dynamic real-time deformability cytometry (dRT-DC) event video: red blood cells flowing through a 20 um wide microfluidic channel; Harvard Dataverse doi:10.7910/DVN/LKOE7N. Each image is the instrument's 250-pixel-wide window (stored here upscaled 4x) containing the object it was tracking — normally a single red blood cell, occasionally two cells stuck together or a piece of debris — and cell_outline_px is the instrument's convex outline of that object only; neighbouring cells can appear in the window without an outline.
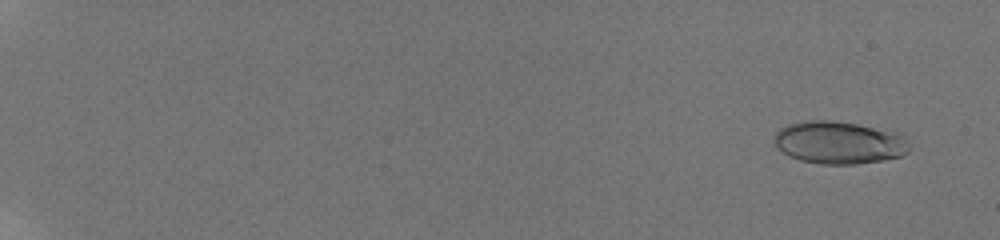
{"species": "human", "species_latin": "Homo sapiens", "temperature_condition": "room temperature", "stored_images_in_passage": 27, "camera_frame_rate_fps": 3000, "um_per_image_px": 0.085, "donor": {"sex": "male"}, "frame": {"image": 1, "passage_image": 2, "time_ms": 0.667, "image_size_px": [1000, 240], "cell_outline_px": [[908, 152], [900, 156], [884, 160], [856, 164], [820, 164], [800, 160], [788, 156], [776, 148], [772, 140], [776, 132], [780, 128], [788, 124], [804, 120], [832, 120], [856, 124], [896, 132], [908, 144]], "centroid_in_image_um": [71.23, 12.12], "position_along_channel_um": 13.8, "area_um2": 33.58}}
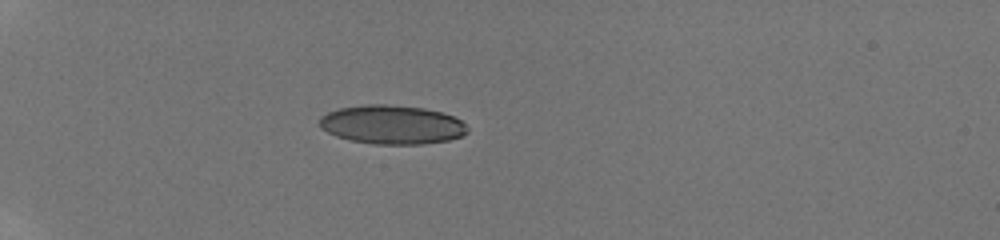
{"frame": {"image": 2, "passage_image": 17, "time_ms": 6.0, "image_size_px": [1000, 240], "cell_outline_px": [[468, 132], [464, 136], [448, 140], [424, 144], [372, 144], [352, 140], [336, 136], [320, 128], [320, 116], [328, 112], [340, 108], [364, 104], [384, 104], [424, 108], [444, 112], [460, 120], [468, 128]], "centroid_in_image_um": [33.33, 10.59], "position_along_channel_um": 51.7, "area_um2": 33.64}}
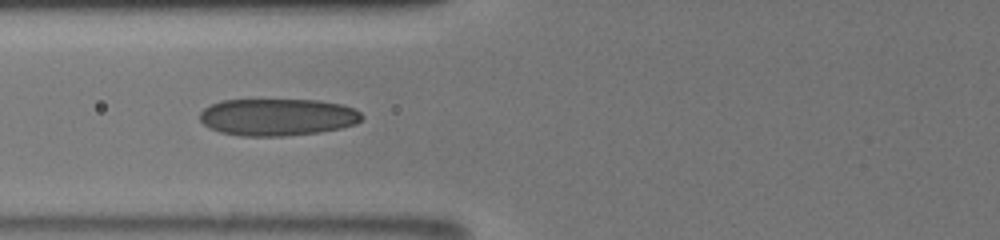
{"frame": {"image": 3, "passage_image": 26, "time_ms": 8.333, "image_size_px": [1000, 240], "cell_outline_px": [[364, 116], [356, 124], [340, 128], [320, 132], [284, 136], [240, 136], [220, 132], [208, 128], [200, 120], [200, 112], [204, 108], [220, 100], [320, 100], [344, 104], [356, 108]], "centroid_in_image_um": [23.61, 9.95], "position_along_channel_um": 102.2, "area_um2": 35.37}}